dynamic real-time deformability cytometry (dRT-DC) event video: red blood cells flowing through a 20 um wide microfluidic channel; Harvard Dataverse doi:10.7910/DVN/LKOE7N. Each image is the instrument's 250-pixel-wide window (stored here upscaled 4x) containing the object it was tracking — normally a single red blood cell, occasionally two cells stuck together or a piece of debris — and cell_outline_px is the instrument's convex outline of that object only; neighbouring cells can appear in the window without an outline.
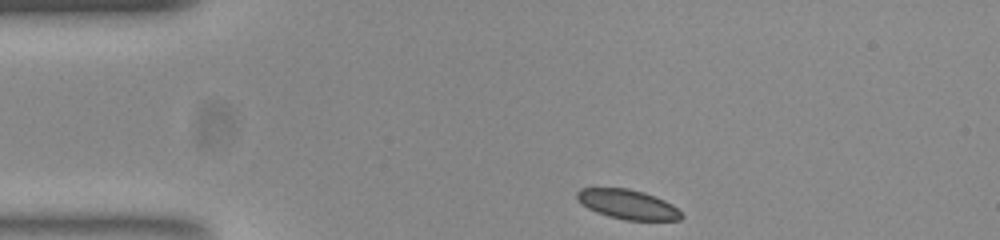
{"species": "common noctule bat (a hibernating species)", "species_latin": "Nyctalus noctula", "temperature_condition": "room temperature", "stored_images_in_passage": 39, "camera_frame_rate_fps": 3000, "um_per_image_px": 0.085, "animal": {"sex": "female", "body_mass_g": 23.0, "forearm_length_mm": 53.4}, "frame": {"image": 1, "passage_image": 1, "time_ms": 0.0, "image_size_px": [1000, 240], "cell_outline_px": [[684, 216], [680, 220], [624, 220], [608, 216], [596, 212], [588, 208], [576, 196], [576, 192], [580, 188], [628, 188], [644, 192], [664, 200], [672, 204]], "centroid_in_image_um": [53.37, 17.37], "position_along_channel_um": 31.6, "area_um2": 17.86}}
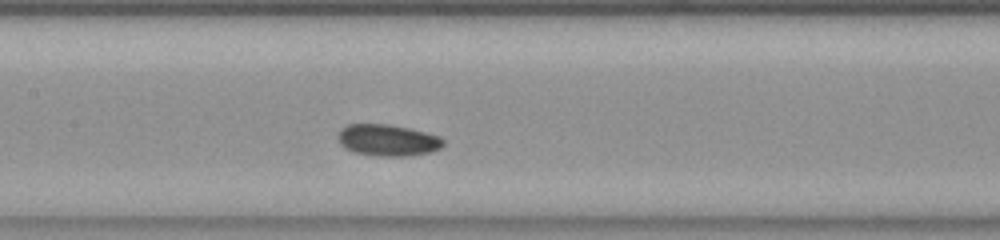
{"frame": {"image": 2, "passage_image": 16, "time_ms": 5.0, "image_size_px": [1000, 240], "cell_outline_px": [[444, 144], [440, 148], [432, 152], [408, 156], [380, 156], [352, 152], [344, 148], [340, 144], [340, 128], [348, 124], [388, 124], [408, 128], [440, 136], [444, 140]], "centroid_in_image_um": [32.97, 11.92], "position_along_channel_um": 174.4, "area_um2": 19.36}}
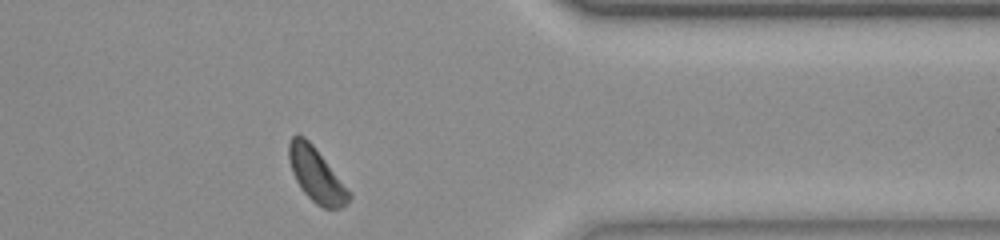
{"frame": {"image": 3, "passage_image": 34, "time_ms": 11.0, "image_size_px": [1000, 240], "cell_outline_px": [[352, 196], [340, 208], [324, 208], [316, 204], [300, 188], [292, 172], [288, 160], [288, 144], [292, 136], [304, 136], [312, 144], [352, 192]], "centroid_in_image_um": [26.88, 14.87], "position_along_channel_um": 384.5, "area_um2": 18.84}, "authors_computed_cell_mechanics": {"area_um2": 18.9584, "velocity_mm_per_s": 3.7881, "shape_relaxation_time_tau1_ms": 5.0635, "shape_relaxation_time_tau2_ms": null, "deformation_change_tau1": 0.0979, "deformation_change_tau2": null}}